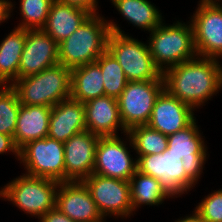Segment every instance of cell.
I'll list each match as a JSON object with an SVG mask.
<instances>
[{
    "label": "cell",
    "mask_w": 222,
    "mask_h": 222,
    "mask_svg": "<svg viewBox=\"0 0 222 222\" xmlns=\"http://www.w3.org/2000/svg\"><path fill=\"white\" fill-rule=\"evenodd\" d=\"M114 7L133 24L144 31H153L164 20L162 13L148 0H110Z\"/></svg>",
    "instance_id": "obj_23"
},
{
    "label": "cell",
    "mask_w": 222,
    "mask_h": 222,
    "mask_svg": "<svg viewBox=\"0 0 222 222\" xmlns=\"http://www.w3.org/2000/svg\"><path fill=\"white\" fill-rule=\"evenodd\" d=\"M6 152H12L19 160V148L16 146L13 136L0 133V154H6Z\"/></svg>",
    "instance_id": "obj_33"
},
{
    "label": "cell",
    "mask_w": 222,
    "mask_h": 222,
    "mask_svg": "<svg viewBox=\"0 0 222 222\" xmlns=\"http://www.w3.org/2000/svg\"><path fill=\"white\" fill-rule=\"evenodd\" d=\"M85 107L86 130L99 137L118 136L127 133L118 106V100L110 96L97 97L83 103ZM119 127V128H118Z\"/></svg>",
    "instance_id": "obj_17"
},
{
    "label": "cell",
    "mask_w": 222,
    "mask_h": 222,
    "mask_svg": "<svg viewBox=\"0 0 222 222\" xmlns=\"http://www.w3.org/2000/svg\"><path fill=\"white\" fill-rule=\"evenodd\" d=\"M196 119L183 130L168 136L167 150L182 160L197 159L206 149Z\"/></svg>",
    "instance_id": "obj_25"
},
{
    "label": "cell",
    "mask_w": 222,
    "mask_h": 222,
    "mask_svg": "<svg viewBox=\"0 0 222 222\" xmlns=\"http://www.w3.org/2000/svg\"><path fill=\"white\" fill-rule=\"evenodd\" d=\"M126 143L119 135L99 137L93 173L129 181L137 171V158L130 155Z\"/></svg>",
    "instance_id": "obj_12"
},
{
    "label": "cell",
    "mask_w": 222,
    "mask_h": 222,
    "mask_svg": "<svg viewBox=\"0 0 222 222\" xmlns=\"http://www.w3.org/2000/svg\"><path fill=\"white\" fill-rule=\"evenodd\" d=\"M133 211L142 205L158 206L166 198H172L161 186L159 180L136 171L129 180Z\"/></svg>",
    "instance_id": "obj_24"
},
{
    "label": "cell",
    "mask_w": 222,
    "mask_h": 222,
    "mask_svg": "<svg viewBox=\"0 0 222 222\" xmlns=\"http://www.w3.org/2000/svg\"><path fill=\"white\" fill-rule=\"evenodd\" d=\"M58 63V43L42 29H27L26 41L18 67V79L40 73Z\"/></svg>",
    "instance_id": "obj_13"
},
{
    "label": "cell",
    "mask_w": 222,
    "mask_h": 222,
    "mask_svg": "<svg viewBox=\"0 0 222 222\" xmlns=\"http://www.w3.org/2000/svg\"><path fill=\"white\" fill-rule=\"evenodd\" d=\"M39 219V222H76L63 214L59 209H57V207L51 209Z\"/></svg>",
    "instance_id": "obj_34"
},
{
    "label": "cell",
    "mask_w": 222,
    "mask_h": 222,
    "mask_svg": "<svg viewBox=\"0 0 222 222\" xmlns=\"http://www.w3.org/2000/svg\"><path fill=\"white\" fill-rule=\"evenodd\" d=\"M56 1L83 9L89 12L91 15L99 13L97 12L98 10L97 0H56Z\"/></svg>",
    "instance_id": "obj_32"
},
{
    "label": "cell",
    "mask_w": 222,
    "mask_h": 222,
    "mask_svg": "<svg viewBox=\"0 0 222 222\" xmlns=\"http://www.w3.org/2000/svg\"><path fill=\"white\" fill-rule=\"evenodd\" d=\"M162 76L164 89L194 110L222 88V65L214 58L196 56L165 70Z\"/></svg>",
    "instance_id": "obj_1"
},
{
    "label": "cell",
    "mask_w": 222,
    "mask_h": 222,
    "mask_svg": "<svg viewBox=\"0 0 222 222\" xmlns=\"http://www.w3.org/2000/svg\"><path fill=\"white\" fill-rule=\"evenodd\" d=\"M193 111L191 106L164 89L155 101L147 125L169 136L183 130L195 120Z\"/></svg>",
    "instance_id": "obj_16"
},
{
    "label": "cell",
    "mask_w": 222,
    "mask_h": 222,
    "mask_svg": "<svg viewBox=\"0 0 222 222\" xmlns=\"http://www.w3.org/2000/svg\"><path fill=\"white\" fill-rule=\"evenodd\" d=\"M163 90L162 75L156 80L127 82L117 98L120 117L127 130L148 123L155 101Z\"/></svg>",
    "instance_id": "obj_8"
},
{
    "label": "cell",
    "mask_w": 222,
    "mask_h": 222,
    "mask_svg": "<svg viewBox=\"0 0 222 222\" xmlns=\"http://www.w3.org/2000/svg\"><path fill=\"white\" fill-rule=\"evenodd\" d=\"M56 207L76 222L105 221L82 181L59 183L56 193Z\"/></svg>",
    "instance_id": "obj_14"
},
{
    "label": "cell",
    "mask_w": 222,
    "mask_h": 222,
    "mask_svg": "<svg viewBox=\"0 0 222 222\" xmlns=\"http://www.w3.org/2000/svg\"><path fill=\"white\" fill-rule=\"evenodd\" d=\"M83 131H86V117L82 102L69 97L52 107L47 137L64 143Z\"/></svg>",
    "instance_id": "obj_18"
},
{
    "label": "cell",
    "mask_w": 222,
    "mask_h": 222,
    "mask_svg": "<svg viewBox=\"0 0 222 222\" xmlns=\"http://www.w3.org/2000/svg\"><path fill=\"white\" fill-rule=\"evenodd\" d=\"M22 174L1 188L0 198L11 201L20 210L39 219L56 207L59 182Z\"/></svg>",
    "instance_id": "obj_6"
},
{
    "label": "cell",
    "mask_w": 222,
    "mask_h": 222,
    "mask_svg": "<svg viewBox=\"0 0 222 222\" xmlns=\"http://www.w3.org/2000/svg\"><path fill=\"white\" fill-rule=\"evenodd\" d=\"M27 29L15 27L0 43V85L11 86L18 79V67Z\"/></svg>",
    "instance_id": "obj_21"
},
{
    "label": "cell",
    "mask_w": 222,
    "mask_h": 222,
    "mask_svg": "<svg viewBox=\"0 0 222 222\" xmlns=\"http://www.w3.org/2000/svg\"><path fill=\"white\" fill-rule=\"evenodd\" d=\"M82 182L104 218L113 215L126 219L133 215L129 181L92 173Z\"/></svg>",
    "instance_id": "obj_10"
},
{
    "label": "cell",
    "mask_w": 222,
    "mask_h": 222,
    "mask_svg": "<svg viewBox=\"0 0 222 222\" xmlns=\"http://www.w3.org/2000/svg\"><path fill=\"white\" fill-rule=\"evenodd\" d=\"M108 25L111 32L107 50L118 61L128 81L158 79L162 73L152 60L148 43H142L125 34L113 20L108 21Z\"/></svg>",
    "instance_id": "obj_5"
},
{
    "label": "cell",
    "mask_w": 222,
    "mask_h": 222,
    "mask_svg": "<svg viewBox=\"0 0 222 222\" xmlns=\"http://www.w3.org/2000/svg\"><path fill=\"white\" fill-rule=\"evenodd\" d=\"M20 105L16 91L0 85V133L14 136Z\"/></svg>",
    "instance_id": "obj_28"
},
{
    "label": "cell",
    "mask_w": 222,
    "mask_h": 222,
    "mask_svg": "<svg viewBox=\"0 0 222 222\" xmlns=\"http://www.w3.org/2000/svg\"><path fill=\"white\" fill-rule=\"evenodd\" d=\"M125 135V140L128 139L130 147L135 150L138 156L159 154L168 146V136L147 124L134 126Z\"/></svg>",
    "instance_id": "obj_26"
},
{
    "label": "cell",
    "mask_w": 222,
    "mask_h": 222,
    "mask_svg": "<svg viewBox=\"0 0 222 222\" xmlns=\"http://www.w3.org/2000/svg\"><path fill=\"white\" fill-rule=\"evenodd\" d=\"M147 41L155 66L165 70L197 56L191 22L176 21L172 25L161 23L150 32Z\"/></svg>",
    "instance_id": "obj_3"
},
{
    "label": "cell",
    "mask_w": 222,
    "mask_h": 222,
    "mask_svg": "<svg viewBox=\"0 0 222 222\" xmlns=\"http://www.w3.org/2000/svg\"><path fill=\"white\" fill-rule=\"evenodd\" d=\"M11 87L21 105L53 107L70 97L71 69L58 63L40 73L17 79Z\"/></svg>",
    "instance_id": "obj_4"
},
{
    "label": "cell",
    "mask_w": 222,
    "mask_h": 222,
    "mask_svg": "<svg viewBox=\"0 0 222 222\" xmlns=\"http://www.w3.org/2000/svg\"><path fill=\"white\" fill-rule=\"evenodd\" d=\"M189 21L197 56L219 60L222 57V6L199 2Z\"/></svg>",
    "instance_id": "obj_11"
},
{
    "label": "cell",
    "mask_w": 222,
    "mask_h": 222,
    "mask_svg": "<svg viewBox=\"0 0 222 222\" xmlns=\"http://www.w3.org/2000/svg\"><path fill=\"white\" fill-rule=\"evenodd\" d=\"M207 149L197 158V159H188L182 160L183 168L185 170L186 175L197 184L198 179H200L201 173H203L204 164L207 161L206 157Z\"/></svg>",
    "instance_id": "obj_31"
},
{
    "label": "cell",
    "mask_w": 222,
    "mask_h": 222,
    "mask_svg": "<svg viewBox=\"0 0 222 222\" xmlns=\"http://www.w3.org/2000/svg\"><path fill=\"white\" fill-rule=\"evenodd\" d=\"M98 139L86 130L64 142L65 182L83 181L93 173Z\"/></svg>",
    "instance_id": "obj_15"
},
{
    "label": "cell",
    "mask_w": 222,
    "mask_h": 222,
    "mask_svg": "<svg viewBox=\"0 0 222 222\" xmlns=\"http://www.w3.org/2000/svg\"><path fill=\"white\" fill-rule=\"evenodd\" d=\"M136 157L137 171L159 180L172 198L189 192L196 185L186 175L181 157L169 153L167 149L159 154Z\"/></svg>",
    "instance_id": "obj_9"
},
{
    "label": "cell",
    "mask_w": 222,
    "mask_h": 222,
    "mask_svg": "<svg viewBox=\"0 0 222 222\" xmlns=\"http://www.w3.org/2000/svg\"><path fill=\"white\" fill-rule=\"evenodd\" d=\"M194 212V213H193ZM175 222H206L195 210L192 215L185 216L184 218L175 220Z\"/></svg>",
    "instance_id": "obj_36"
},
{
    "label": "cell",
    "mask_w": 222,
    "mask_h": 222,
    "mask_svg": "<svg viewBox=\"0 0 222 222\" xmlns=\"http://www.w3.org/2000/svg\"><path fill=\"white\" fill-rule=\"evenodd\" d=\"M54 0H20L21 23L17 27L36 30L42 29L48 18Z\"/></svg>",
    "instance_id": "obj_29"
},
{
    "label": "cell",
    "mask_w": 222,
    "mask_h": 222,
    "mask_svg": "<svg viewBox=\"0 0 222 222\" xmlns=\"http://www.w3.org/2000/svg\"><path fill=\"white\" fill-rule=\"evenodd\" d=\"M95 62L102 71L105 95L117 99L128 82L122 67L108 50L103 52Z\"/></svg>",
    "instance_id": "obj_27"
},
{
    "label": "cell",
    "mask_w": 222,
    "mask_h": 222,
    "mask_svg": "<svg viewBox=\"0 0 222 222\" xmlns=\"http://www.w3.org/2000/svg\"><path fill=\"white\" fill-rule=\"evenodd\" d=\"M102 96H105L103 75L96 62L71 69V98L86 103Z\"/></svg>",
    "instance_id": "obj_22"
},
{
    "label": "cell",
    "mask_w": 222,
    "mask_h": 222,
    "mask_svg": "<svg viewBox=\"0 0 222 222\" xmlns=\"http://www.w3.org/2000/svg\"><path fill=\"white\" fill-rule=\"evenodd\" d=\"M13 7L15 6L11 0H0V24L7 21L8 18L10 19Z\"/></svg>",
    "instance_id": "obj_35"
},
{
    "label": "cell",
    "mask_w": 222,
    "mask_h": 222,
    "mask_svg": "<svg viewBox=\"0 0 222 222\" xmlns=\"http://www.w3.org/2000/svg\"><path fill=\"white\" fill-rule=\"evenodd\" d=\"M195 211L206 222H222V189L205 196L195 207Z\"/></svg>",
    "instance_id": "obj_30"
},
{
    "label": "cell",
    "mask_w": 222,
    "mask_h": 222,
    "mask_svg": "<svg viewBox=\"0 0 222 222\" xmlns=\"http://www.w3.org/2000/svg\"><path fill=\"white\" fill-rule=\"evenodd\" d=\"M25 174L65 182L64 143L45 137L26 143L19 149Z\"/></svg>",
    "instance_id": "obj_7"
},
{
    "label": "cell",
    "mask_w": 222,
    "mask_h": 222,
    "mask_svg": "<svg viewBox=\"0 0 222 222\" xmlns=\"http://www.w3.org/2000/svg\"><path fill=\"white\" fill-rule=\"evenodd\" d=\"M90 15L83 9L54 0L42 30L59 44L77 30Z\"/></svg>",
    "instance_id": "obj_20"
},
{
    "label": "cell",
    "mask_w": 222,
    "mask_h": 222,
    "mask_svg": "<svg viewBox=\"0 0 222 222\" xmlns=\"http://www.w3.org/2000/svg\"><path fill=\"white\" fill-rule=\"evenodd\" d=\"M51 111L49 106L20 105L13 136L19 149L30 141L47 137Z\"/></svg>",
    "instance_id": "obj_19"
},
{
    "label": "cell",
    "mask_w": 222,
    "mask_h": 222,
    "mask_svg": "<svg viewBox=\"0 0 222 222\" xmlns=\"http://www.w3.org/2000/svg\"><path fill=\"white\" fill-rule=\"evenodd\" d=\"M222 0H200L201 3H220Z\"/></svg>",
    "instance_id": "obj_37"
},
{
    "label": "cell",
    "mask_w": 222,
    "mask_h": 222,
    "mask_svg": "<svg viewBox=\"0 0 222 222\" xmlns=\"http://www.w3.org/2000/svg\"><path fill=\"white\" fill-rule=\"evenodd\" d=\"M104 16L90 15L68 38L58 44L59 64L70 69L93 63L107 50L110 35Z\"/></svg>",
    "instance_id": "obj_2"
}]
</instances>
